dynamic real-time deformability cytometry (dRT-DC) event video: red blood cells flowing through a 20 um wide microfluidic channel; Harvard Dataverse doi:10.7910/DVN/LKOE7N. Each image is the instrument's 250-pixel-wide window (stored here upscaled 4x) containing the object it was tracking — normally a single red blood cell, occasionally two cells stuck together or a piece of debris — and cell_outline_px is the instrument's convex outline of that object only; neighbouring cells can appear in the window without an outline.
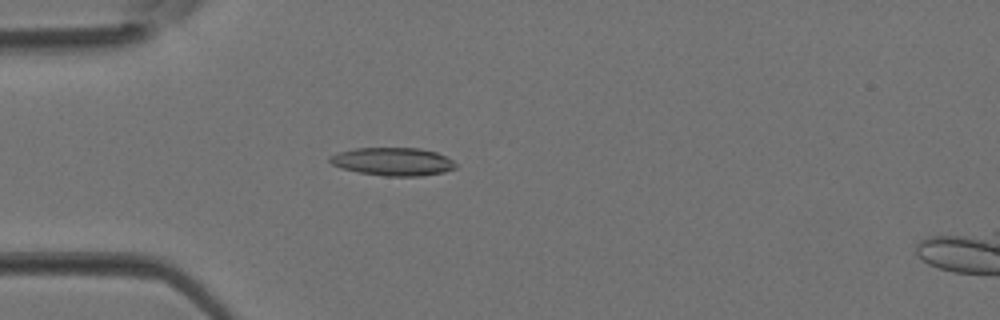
{"species": "Egyptian fruit bat (a non-hibernating species)", "species_latin": "Rousettus aegyptiacus", "temperature_condition": "room temperature", "stored_images_in_passage": 3, "camera_frame_rate_fps": 3000, "um_per_image_px": 0.085, "animal": {"sex": "female"}, "frame": {"image": 1, "passage_image": 2, "time_ms": 0.333, "image_size_px": [1000, 320], "cell_outline_px": [[456, 168], [444, 172], [420, 176], [384, 176], [360, 172], [340, 168], [332, 164], [328, 160], [328, 156], [340, 152], [356, 148], [420, 148], [436, 152], [452, 160], [456, 164]], "centroid_in_image_um": [33.38, 13.73], "position_along_channel_um": 51.6, "area_um2": 20.52}}